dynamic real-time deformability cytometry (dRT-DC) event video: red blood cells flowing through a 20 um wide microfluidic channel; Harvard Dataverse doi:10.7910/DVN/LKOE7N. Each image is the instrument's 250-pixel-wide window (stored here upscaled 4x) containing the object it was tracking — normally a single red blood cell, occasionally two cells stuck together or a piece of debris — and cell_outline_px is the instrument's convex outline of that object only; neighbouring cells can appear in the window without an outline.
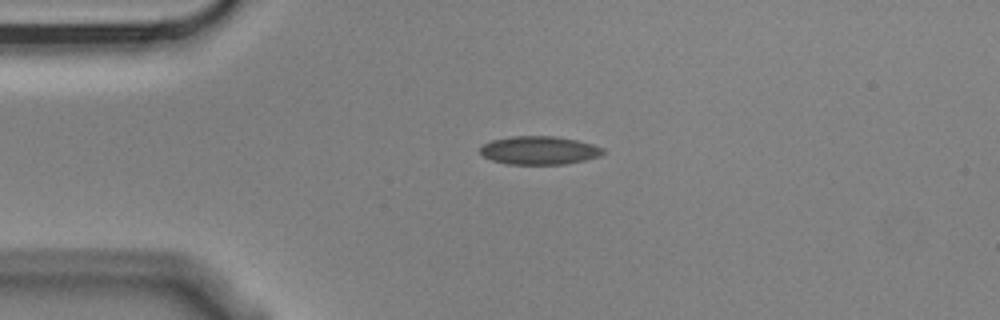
{"species": "Egyptian fruit bat (a non-hibernating species)", "species_latin": "Rousettus aegyptiacus", "temperature_condition": "cold", "stored_images_in_passage": 3, "camera_frame_rate_fps": 3000, "um_per_image_px": 0.085, "animal": {"sex": "male"}, "frame": {"image": 1, "passage_image": 1, "time_ms": 0.0, "image_size_px": [1000, 320], "cell_outline_px": [[604, 152], [600, 156], [584, 160], [564, 164], [508, 164], [492, 160], [484, 156], [480, 152], [480, 148], [484, 144], [492, 140], [512, 136], [556, 136], [576, 140], [592, 144], [604, 148]], "centroid_in_image_um": [45.84, 12.77], "position_along_channel_um": 39.2, "area_um2": 20.17}}
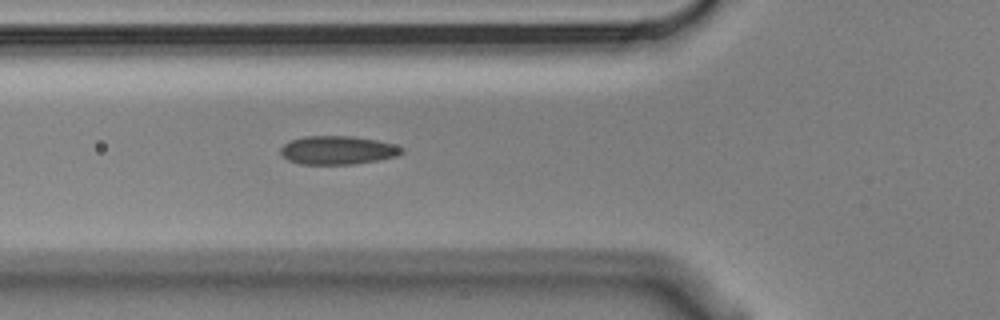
{"frame": {"image": 2, "passage_image": 3, "time_ms": 0.667, "image_size_px": [1000, 320], "cell_outline_px": [[404, 152], [396, 156], [380, 160], [352, 164], [300, 164], [288, 160], [280, 152], [280, 148], [284, 144], [292, 140], [304, 136], [352, 136], [376, 140], [392, 144], [404, 148]], "centroid_in_image_um": [28.71, 12.77], "position_along_channel_um": 97.1, "area_um2": 20.06}}